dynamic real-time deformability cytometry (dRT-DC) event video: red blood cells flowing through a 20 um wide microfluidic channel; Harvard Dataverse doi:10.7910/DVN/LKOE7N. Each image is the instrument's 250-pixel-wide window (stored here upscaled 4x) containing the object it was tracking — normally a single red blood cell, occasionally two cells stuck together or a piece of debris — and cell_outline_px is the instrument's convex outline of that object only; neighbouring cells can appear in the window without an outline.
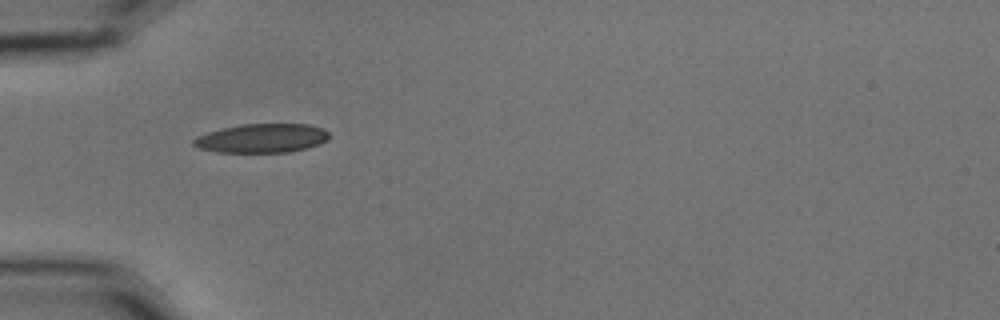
{"species": "common noctule bat (a hibernating species)", "species_latin": "Nyctalus noctula", "temperature_condition": "cold", "stored_images_in_passage": 2, "camera_frame_rate_fps": 3000, "um_per_image_px": 0.085, "animal": {"sex": "male", "body_mass_g": 15.6}, "frame": {"image": 1, "passage_image": 1, "time_ms": 0.0, "image_size_px": [1000, 320], "cell_outline_px": [[328, 136], [320, 144], [308, 148], [288, 152], [216, 152], [200, 148], [192, 144], [192, 140], [196, 136], [208, 132], [240, 124], [308, 124], [324, 128], [328, 132]], "centroid_in_image_um": [22.25, 11.75], "position_along_channel_um": 62.7, "area_um2": 22.83}}